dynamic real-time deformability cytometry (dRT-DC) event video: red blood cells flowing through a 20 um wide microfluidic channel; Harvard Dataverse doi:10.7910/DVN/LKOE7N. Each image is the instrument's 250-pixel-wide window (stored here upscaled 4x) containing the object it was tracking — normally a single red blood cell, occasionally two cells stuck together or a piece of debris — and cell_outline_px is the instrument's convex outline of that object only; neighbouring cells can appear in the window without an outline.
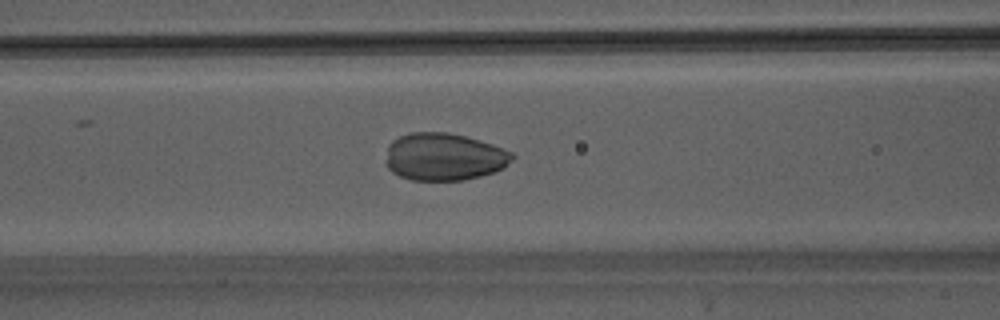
{"species": "Egyptian fruit bat (a non-hibernating species)", "species_latin": "Rousettus aegyptiacus", "temperature_condition": "warm", "stored_images_in_passage": 45, "camera_frame_rate_fps": 3000, "um_per_image_px": 0.085, "animal": {"sex": "male"}, "frame": {"image": 1, "passage_image": 19, "time_ms": 6.0, "image_size_px": [1000, 320], "cell_outline_px": [[516, 156], [504, 168], [496, 172], [464, 180], [412, 180], [400, 176], [392, 172], [384, 164], [388, 144], [392, 140], [408, 132], [448, 132], [464, 136], [492, 144], [512, 152]], "centroid_in_image_um": [37.73, 13.33], "position_along_channel_um": 128.9, "area_um2": 35.32}}
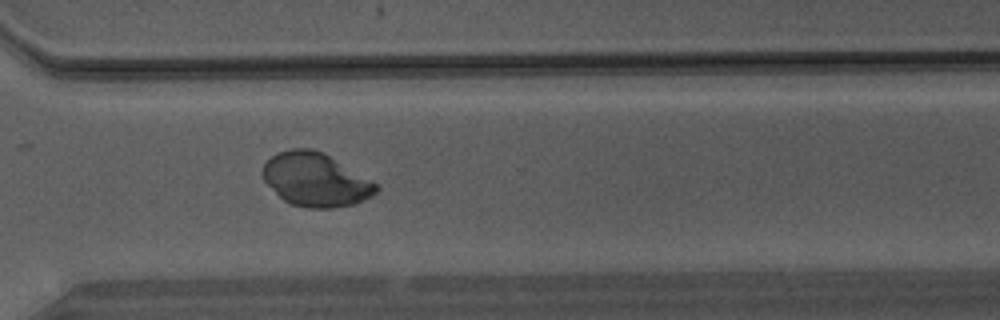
{"frame": {"image": 2, "passage_image": 33, "time_ms": 10.667, "image_size_px": [1000, 320], "cell_outline_px": [[380, 188], [372, 196], [356, 204], [332, 208], [308, 208], [292, 204], [284, 200], [264, 180], [260, 172], [264, 164], [276, 152], [292, 148], [312, 148], [324, 152], [380, 184]], "centroid_in_image_um": [26.86, 15.26], "position_along_channel_um": 343.7, "area_um2": 35.78}}
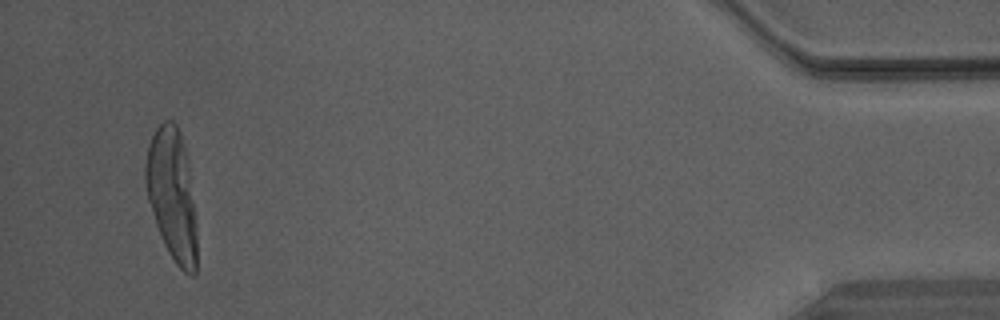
{"frame": {"image": 3, "passage_image": 43, "time_ms": 14.0, "image_size_px": [1000, 320], "cell_outline_px": [[196, 272], [192, 276], [184, 272], [176, 264], [168, 252], [160, 236], [148, 200], [144, 180], [144, 164], [148, 144], [156, 128], [164, 120], [172, 120], [176, 124], [180, 132], [184, 148], [188, 168], [196, 224]], "centroid_in_image_um": [14.59, 16.55], "position_along_channel_um": 420.6, "area_um2": 39.07}}